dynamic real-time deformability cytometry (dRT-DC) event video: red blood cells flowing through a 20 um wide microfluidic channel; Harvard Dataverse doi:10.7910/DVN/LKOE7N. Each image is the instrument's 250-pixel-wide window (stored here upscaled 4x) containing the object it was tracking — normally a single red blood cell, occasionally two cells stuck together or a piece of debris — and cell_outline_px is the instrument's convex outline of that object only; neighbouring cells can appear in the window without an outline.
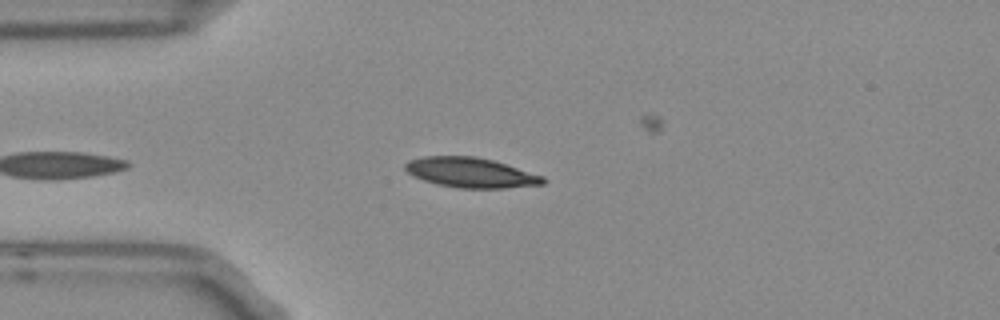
{"species": "Egyptian fruit bat (a non-hibernating species)", "species_latin": "Rousettus aegyptiacus", "temperature_condition": "room temperature", "stored_images_in_passage": 40, "camera_frame_rate_fps": 3000, "um_per_image_px": 0.085, "frame": {"image": 1, "passage_image": 3, "time_ms": 0.667, "image_size_px": [1000, 320], "cell_outline_px": [[548, 180], [544, 184], [504, 188], [460, 188], [436, 184], [424, 180], [408, 172], [404, 168], [404, 164], [412, 160], [424, 156], [476, 156], [492, 160], [544, 176]], "centroid_in_image_um": [40.05, 14.67], "position_along_channel_um": 45.0, "area_um2": 23.87}}
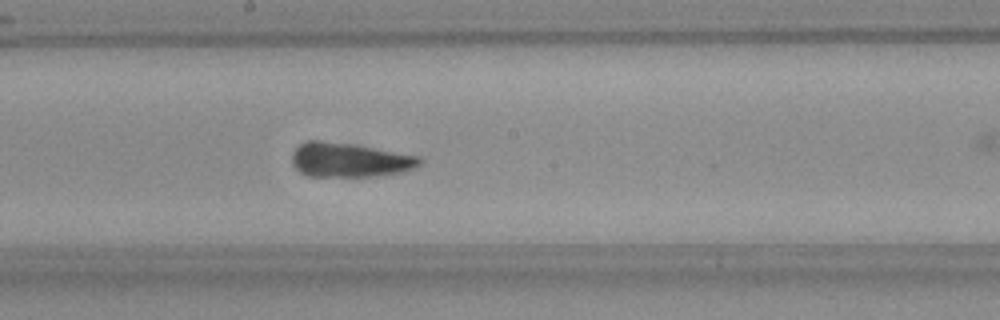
{"frame": {"image": 2, "passage_image": 18, "time_ms": 5.667, "image_size_px": [1000, 320], "cell_outline_px": [[424, 160], [416, 168], [404, 172], [380, 176], [312, 176], [296, 168], [292, 164], [292, 156], [296, 148], [304, 144], [316, 140], [320, 140], [356, 144], [420, 156]], "centroid_in_image_um": [29.82, 13.6], "position_along_channel_um": 218.4, "area_um2": 25.49}}
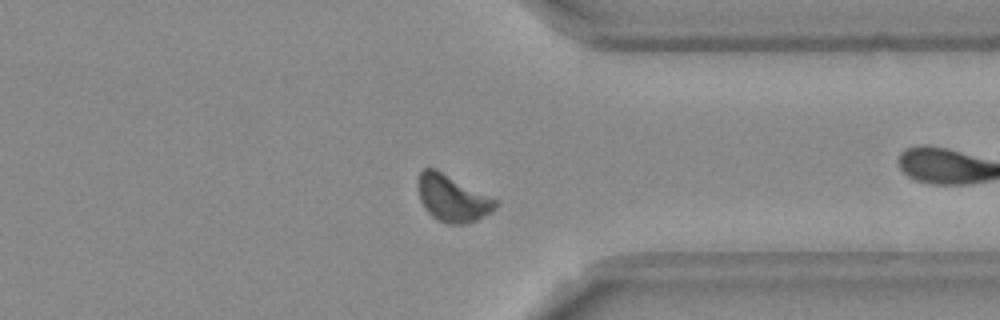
{"frame": {"image": 3, "passage_image": 27, "time_ms": 8.667, "image_size_px": [1000, 320], "cell_outline_px": [[496, 208], [492, 212], [476, 220], [464, 224], [448, 224], [436, 220], [424, 208], [420, 200], [416, 184], [416, 180], [420, 172], [424, 168], [436, 168], [496, 200]], "centroid_in_image_um": [38.39, 16.85], "position_along_channel_um": 373.0, "area_um2": 21.1}, "authors_computed_cell_mechanics": {"area_um2": 23.8136, "velocity_mm_per_s": 3.7466, "shape_relaxation_time_tau1_ms": 3.1597, "shape_relaxation_time_tau2_ms": 2.2524, "deformation_change_tau1": 0.1196, "deformation_change_tau2": 0.0691}}